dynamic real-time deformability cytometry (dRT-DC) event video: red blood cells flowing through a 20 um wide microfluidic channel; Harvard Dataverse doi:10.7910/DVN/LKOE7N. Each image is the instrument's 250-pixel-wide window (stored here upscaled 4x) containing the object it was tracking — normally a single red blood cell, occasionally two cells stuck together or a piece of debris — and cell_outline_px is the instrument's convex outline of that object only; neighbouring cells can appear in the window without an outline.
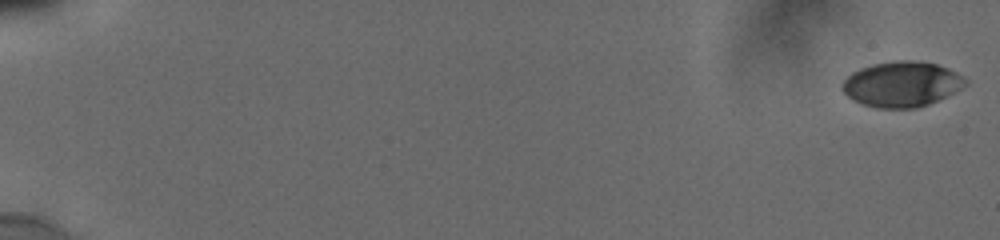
{"species": "human", "species_latin": "Homo sapiens", "temperature_condition": "cold", "stored_images_in_passage": 10, "camera_frame_rate_fps": 3000, "um_per_image_px": 0.085, "donor": {"sex": "male"}, "frame": {"image": 1, "passage_image": 1, "time_ms": 0.0, "image_size_px": [1000, 240], "cell_outline_px": [[968, 84], [928, 104], [916, 108], [876, 108], [860, 104], [852, 100], [840, 88], [840, 84], [852, 72], [860, 68], [872, 64], [896, 60], [916, 60], [936, 64], [948, 68], [964, 76], [968, 80]], "centroid_in_image_um": [76.61, 7.15], "position_along_channel_um": 8.4, "area_um2": 32.66}}